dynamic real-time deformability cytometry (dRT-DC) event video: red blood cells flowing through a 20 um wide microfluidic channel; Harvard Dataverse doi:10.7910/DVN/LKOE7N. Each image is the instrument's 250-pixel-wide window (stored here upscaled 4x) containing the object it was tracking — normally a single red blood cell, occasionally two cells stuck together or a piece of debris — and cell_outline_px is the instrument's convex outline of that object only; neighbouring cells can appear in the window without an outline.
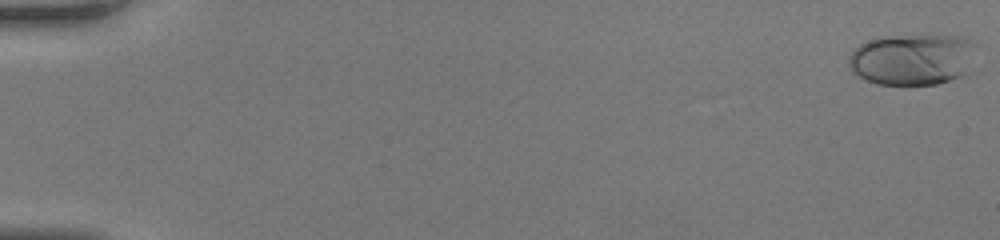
{"species": "human", "species_latin": "Homo sapiens", "temperature_condition": "room temperature", "stored_images_in_passage": 39, "camera_frame_rate_fps": 3000, "um_per_image_px": 0.085, "donor": {"sex": "female"}, "frame": {"image": 1, "passage_image": 1, "time_ms": 0.0, "image_size_px": [1000, 240], "cell_outline_px": [[976, 44], [964, 72], [948, 80], [936, 84], [876, 84], [852, 72], [848, 64], [848, 56], [860, 44], [876, 36], [928, 32], [952, 36]], "centroid_in_image_um": [77.44, 4.98], "position_along_channel_um": 7.6, "area_um2": 38.26}}
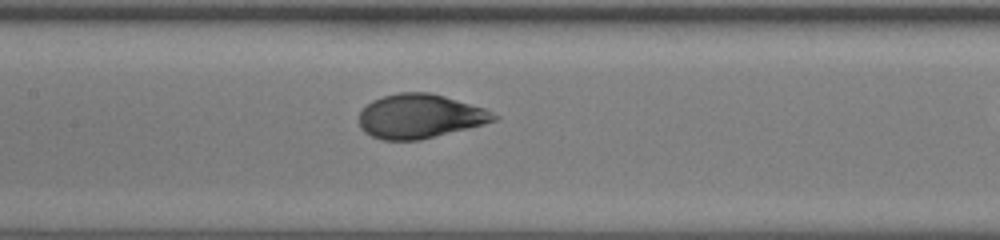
{"frame": {"image": 2, "passage_image": 24, "time_ms": 7.667, "image_size_px": [1000, 240], "cell_outline_px": [[500, 116], [496, 120], [484, 124], [420, 140], [380, 140], [364, 132], [360, 128], [360, 112], [372, 100], [384, 96], [400, 92], [428, 92], [444, 96], [484, 108]], "centroid_in_image_um": [35.68, 9.89], "position_along_channel_um": 171.7, "area_um2": 34.51}}
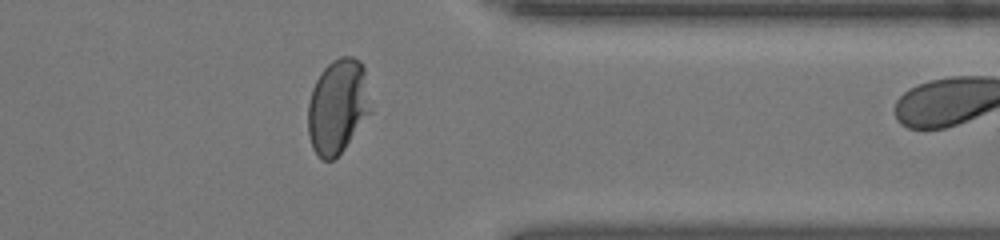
{"frame": {"image": 3, "passage_image": 38, "time_ms": 12.333, "image_size_px": [1000, 240], "cell_outline_px": [[372, 112], [344, 148], [332, 160], [324, 160], [312, 148], [308, 132], [308, 104], [312, 88], [320, 72], [332, 60], [340, 56], [352, 56], [360, 60], [364, 64]], "centroid_in_image_um": [28.72, 9.0], "position_along_channel_um": 382.7, "area_um2": 34.74}}